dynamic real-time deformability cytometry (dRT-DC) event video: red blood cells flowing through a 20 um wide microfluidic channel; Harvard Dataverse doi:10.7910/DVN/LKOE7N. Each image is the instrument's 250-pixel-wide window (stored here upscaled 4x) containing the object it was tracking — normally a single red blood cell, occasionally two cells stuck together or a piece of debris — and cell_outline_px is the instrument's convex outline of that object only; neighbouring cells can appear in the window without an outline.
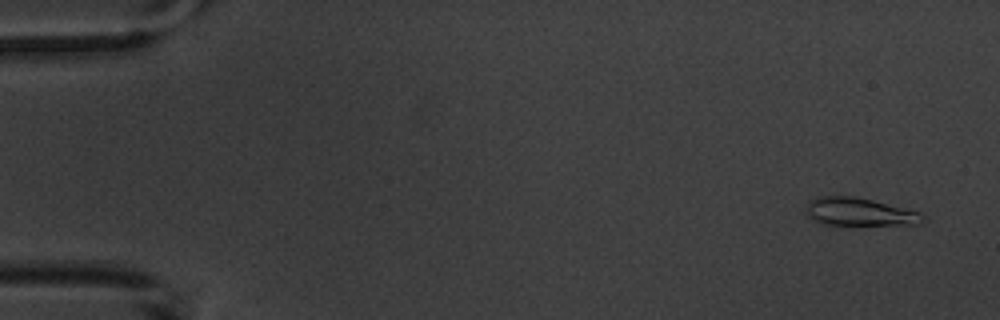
{"species": "common noctule bat (a hibernating species)", "species_latin": "Nyctalus noctula", "temperature_condition": "warm", "stored_images_in_passage": 4, "camera_frame_rate_fps": 3000, "um_per_image_px": 0.085, "animal": {"sex": "male", "body_mass_g": 20.1, "forearm_length_mm": 53.5}, "frame": {"image": 1, "passage_image": 1, "time_ms": 0.0, "image_size_px": [1000, 320], "cell_outline_px": [[924, 220], [920, 224], [824, 224], [808, 216], [804, 212], [808, 200], [824, 196], [852, 196], [872, 200], [920, 212], [924, 216]], "centroid_in_image_um": [73.02, 18.0], "position_along_channel_um": 12.0, "area_um2": 18.67}}